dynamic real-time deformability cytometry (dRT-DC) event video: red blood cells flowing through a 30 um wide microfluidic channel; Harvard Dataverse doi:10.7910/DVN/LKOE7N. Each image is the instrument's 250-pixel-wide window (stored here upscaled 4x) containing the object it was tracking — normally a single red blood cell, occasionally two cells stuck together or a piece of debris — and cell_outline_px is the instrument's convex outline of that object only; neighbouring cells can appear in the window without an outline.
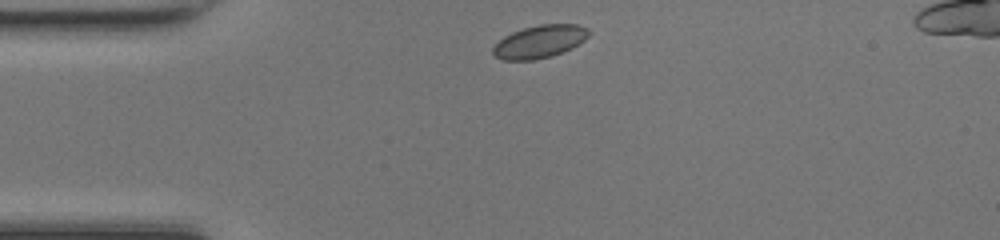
{"species": "common noctule bat (a hibernating species)", "species_latin": "Nyctalus noctula", "temperature_condition": "room temperature", "stored_images_in_passage": 39, "camera_frame_rate_fps": 3000, "um_per_image_px": 0.085, "animal": {"sex": "female", "body_mass_g": 17.0, "forearm_length_mm": 48.0}, "frame": {"image": 1, "passage_image": 1, "time_ms": 0.0, "image_size_px": [1000, 240], "cell_outline_px": [[592, 32], [584, 40], [572, 48], [552, 56], [532, 60], [504, 60], [496, 56], [492, 52], [492, 48], [504, 36], [512, 32], [524, 28], [540, 24], [576, 24], [588, 28]], "centroid_in_image_um": [45.89, 3.53], "position_along_channel_um": 39.1, "area_um2": 18.26}}
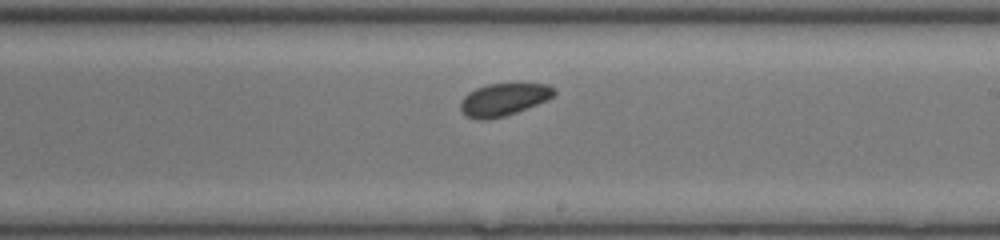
{"frame": {"image": 2, "passage_image": 18, "time_ms": 5.667, "image_size_px": [1000, 240], "cell_outline_px": [[556, 92], [548, 100], [516, 112], [504, 116], [484, 120], [476, 120], [468, 116], [460, 108], [460, 100], [468, 92], [476, 88], [488, 84], [548, 84], [556, 88]], "centroid_in_image_um": [42.81, 8.45], "position_along_channel_um": 246.2, "area_um2": 17.63}}
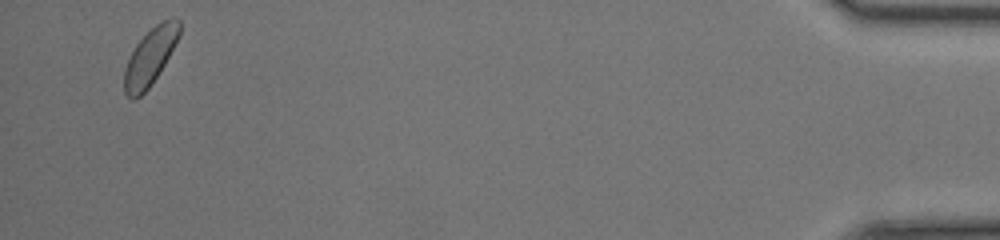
{"frame": {"image": 3, "passage_image": 37, "time_ms": 12.0, "image_size_px": [1000, 240], "cell_outline_px": [[180, 36], [164, 64], [148, 88], [136, 100], [132, 100], [124, 92], [124, 68], [136, 44], [156, 24], [164, 20], [176, 16], [180, 20]], "centroid_in_image_um": [12.77, 4.82], "position_along_channel_um": 422.4, "area_um2": 18.03}}